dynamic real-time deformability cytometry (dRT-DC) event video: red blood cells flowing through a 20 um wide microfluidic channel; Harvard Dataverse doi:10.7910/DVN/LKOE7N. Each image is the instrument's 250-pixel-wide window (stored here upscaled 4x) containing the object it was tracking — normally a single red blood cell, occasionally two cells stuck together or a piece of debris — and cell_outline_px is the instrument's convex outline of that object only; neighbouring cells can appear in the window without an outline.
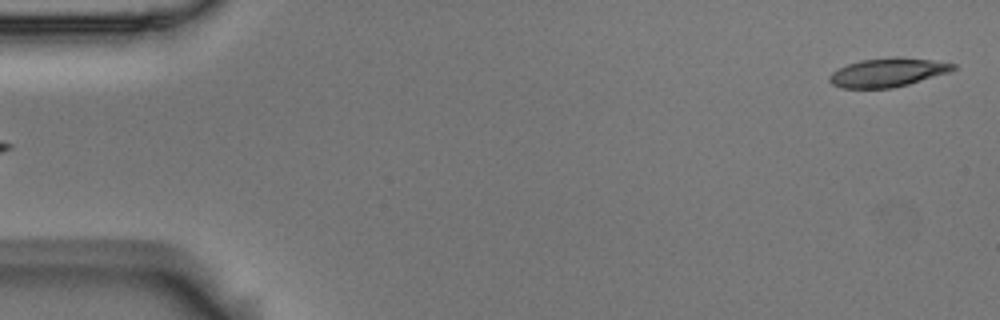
{"species": "Egyptian fruit bat (a non-hibernating species)", "species_latin": "Rousettus aegyptiacus", "temperature_condition": "room temperature", "stored_images_in_passage": 3, "camera_frame_rate_fps": 3000, "um_per_image_px": 0.085, "animal": {"sex": "male"}, "frame": {"image": 1, "passage_image": 3, "time_ms": 0.667, "image_size_px": [1000, 320], "cell_outline_px": [[960, 68], [948, 72], [908, 84], [892, 88], [844, 88], [832, 84], [828, 80], [828, 76], [832, 72], [848, 64], [860, 60], [896, 56], [932, 60], [956, 64]], "centroid_in_image_um": [75.46, 6.15], "position_along_channel_um": 9.5, "area_um2": 20.69}}